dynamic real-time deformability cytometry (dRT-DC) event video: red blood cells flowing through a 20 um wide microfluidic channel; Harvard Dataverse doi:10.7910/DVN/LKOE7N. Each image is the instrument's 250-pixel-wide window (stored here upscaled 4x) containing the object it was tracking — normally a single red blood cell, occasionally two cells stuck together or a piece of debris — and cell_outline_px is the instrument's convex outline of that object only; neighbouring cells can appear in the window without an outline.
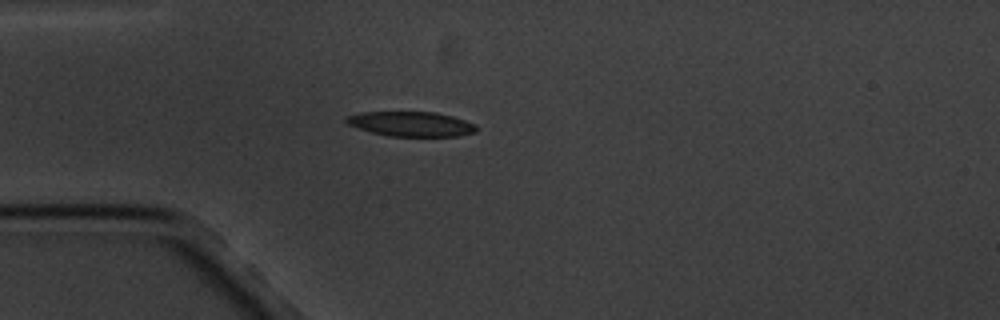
{"species": "common noctule bat (a hibernating species)", "species_latin": "Nyctalus noctula", "temperature_condition": "cold", "stored_images_in_passage": 5, "camera_frame_rate_fps": 3000, "um_per_image_px": 0.085, "animal": {"sex": "male", "body_mass_g": 20.1, "forearm_length_mm": 53.5}, "frame": {"image": 1, "passage_image": 4, "time_ms": 3.667, "image_size_px": [1000, 320], "cell_outline_px": [[476, 132], [460, 136], [388, 136], [372, 132], [348, 124], [344, 120], [344, 116], [360, 112], [436, 112], [452, 116], [476, 124]], "centroid_in_image_um": [34.94, 10.53], "position_along_channel_um": 50.1, "area_um2": 18.79}}